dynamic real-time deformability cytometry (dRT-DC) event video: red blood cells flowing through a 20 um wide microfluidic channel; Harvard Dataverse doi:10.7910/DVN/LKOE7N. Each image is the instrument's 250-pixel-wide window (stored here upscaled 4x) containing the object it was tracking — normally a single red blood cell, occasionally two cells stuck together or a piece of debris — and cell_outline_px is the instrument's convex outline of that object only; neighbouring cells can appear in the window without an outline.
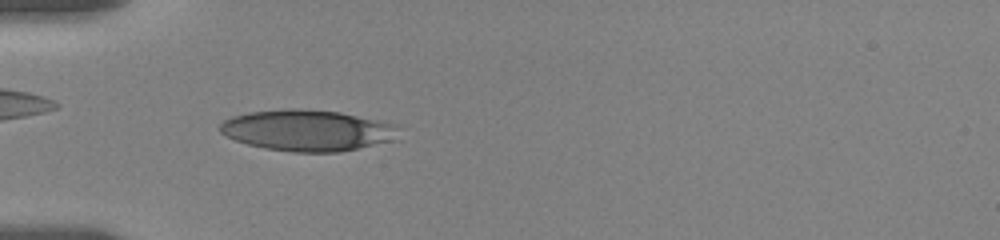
{"species": "human", "species_latin": "Homo sapiens", "temperature_condition": "room temperature", "stored_images_in_passage": 57, "camera_frame_rate_fps": 3000, "um_per_image_px": 0.085, "donor": {"sex": "female"}, "frame": {"image": 1, "passage_image": 18, "time_ms": 5.667, "image_size_px": [1000, 240], "cell_outline_px": [[400, 128], [392, 140], [340, 152], [292, 152], [264, 148], [248, 144], [224, 136], [220, 132], [220, 124], [224, 120], [232, 116], [248, 112], [284, 108], [300, 108], [340, 112], [396, 124]], "centroid_in_image_um": [26.08, 11.07], "position_along_channel_um": 58.9, "area_um2": 42.89}}
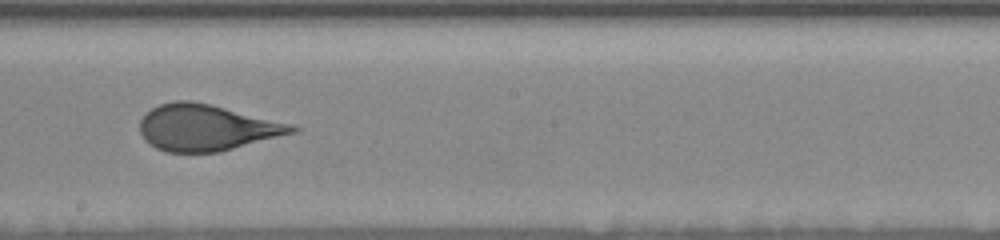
{"frame": {"image": 2, "passage_image": 33, "time_ms": 10.667, "image_size_px": [1000, 240], "cell_outline_px": [[300, 128], [296, 132], [220, 152], [168, 152], [156, 148], [144, 140], [140, 132], [140, 120], [152, 108], [160, 104], [176, 100], [192, 100], [288, 124]], "centroid_in_image_um": [17.49, 10.86], "position_along_channel_um": 230.7, "area_um2": 40.29}}
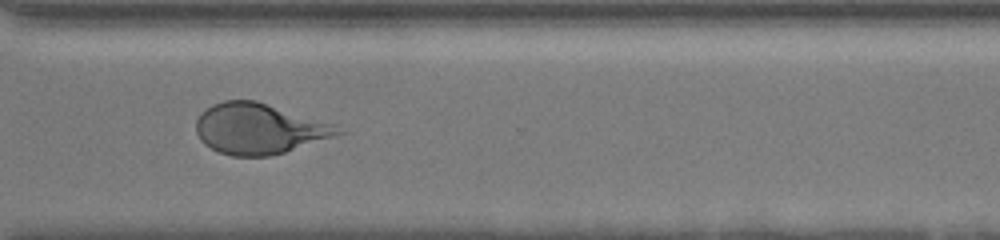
{"frame": {"image": 3, "passage_image": 43, "time_ms": 14.0, "image_size_px": [1000, 240], "cell_outline_px": [[348, 132], [336, 136], [284, 152], [268, 156], [232, 156], [220, 152], [204, 144], [200, 140], [196, 132], [196, 120], [200, 112], [212, 104], [224, 100], [256, 100], [336, 124]], "centroid_in_image_um": [22.04, 10.93], "position_along_channel_um": 348.6, "area_um2": 42.08}, "authors_computed_cell_mechanics": {"area_um2": 42.772, "velocity_mm_per_s": 3.5484, "shape_relaxation_time_tau1_ms": 6.1746, "shape_relaxation_time_tau2_ms": null, "deformation_change_tau1": 0.177, "deformation_change_tau2": null}}